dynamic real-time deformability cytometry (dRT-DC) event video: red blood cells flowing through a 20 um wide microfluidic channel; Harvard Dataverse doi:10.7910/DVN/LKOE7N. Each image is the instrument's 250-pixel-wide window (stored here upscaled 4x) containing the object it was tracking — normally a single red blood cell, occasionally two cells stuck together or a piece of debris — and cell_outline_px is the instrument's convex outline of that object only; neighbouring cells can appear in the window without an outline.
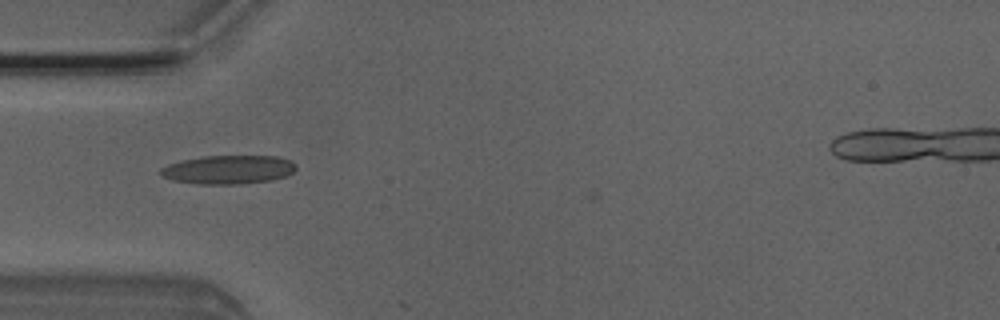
{"species": "Egyptian fruit bat (a non-hibernating species)", "species_latin": "Rousettus aegyptiacus", "temperature_condition": "room temperature", "stored_images_in_passage": 7, "camera_frame_rate_fps": 3000, "um_per_image_px": 0.085, "animal": {"sex": "male"}, "frame": {"image": 1, "passage_image": 4, "time_ms": 1.0, "image_size_px": [1000, 320], "cell_outline_px": [[296, 168], [288, 176], [272, 180], [236, 184], [200, 184], [172, 180], [164, 176], [160, 172], [160, 168], [168, 164], [180, 160], [204, 156], [276, 156], [292, 160], [296, 164]], "centroid_in_image_um": [19.44, 14.41], "position_along_channel_um": 65.6, "area_um2": 22.72}}